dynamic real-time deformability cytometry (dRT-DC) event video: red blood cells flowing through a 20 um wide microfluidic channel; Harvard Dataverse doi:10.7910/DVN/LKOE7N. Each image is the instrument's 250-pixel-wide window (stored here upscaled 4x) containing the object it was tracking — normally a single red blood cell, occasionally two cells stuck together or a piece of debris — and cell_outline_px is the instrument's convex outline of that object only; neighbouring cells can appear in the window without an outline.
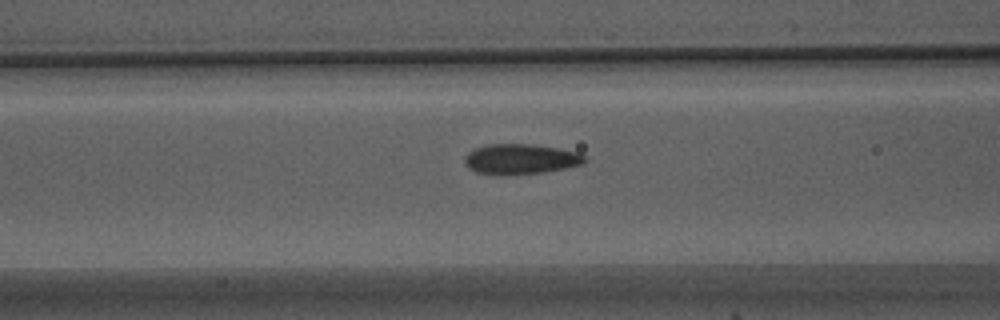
{"species": "Egyptian fruit bat (a non-hibernating species)", "species_latin": "Rousettus aegyptiacus", "temperature_condition": "warm", "stored_images_in_passage": 30, "camera_frame_rate_fps": 3000, "um_per_image_px": 0.085, "animal": {"sex": "male"}, "frame": {"image": 1, "passage_image": 10, "time_ms": 3.0, "image_size_px": [1000, 320], "cell_outline_px": [[588, 160], [584, 164], [544, 172], [504, 176], [492, 176], [476, 172], [468, 168], [464, 164], [464, 156], [468, 152], [476, 148], [488, 144], [532, 144], [560, 148], [576, 152], [588, 156]], "centroid_in_image_um": [44.24, 13.54], "position_along_channel_um": 122.4, "area_um2": 21.73}}
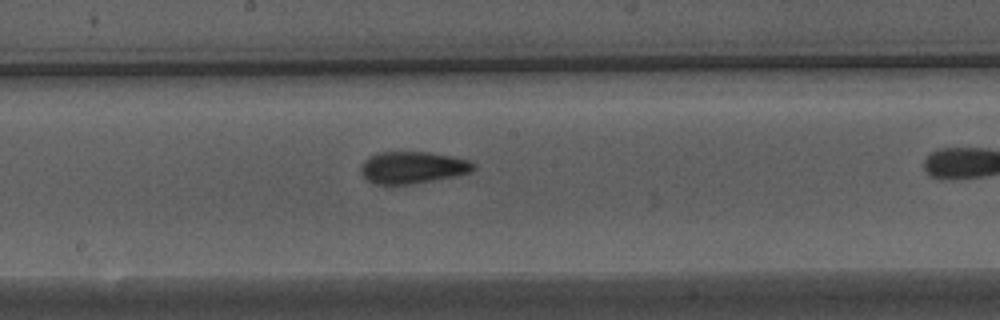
{"frame": {"image": 2, "passage_image": 17, "time_ms": 5.333, "image_size_px": [1000, 320], "cell_outline_px": [[476, 168], [468, 172], [456, 176], [412, 184], [376, 184], [368, 180], [360, 172], [360, 168], [364, 160], [368, 156], [380, 152], [432, 152], [452, 156], [468, 160], [476, 164]], "centroid_in_image_um": [35.07, 14.23], "position_along_channel_um": 213.1, "area_um2": 21.04}}
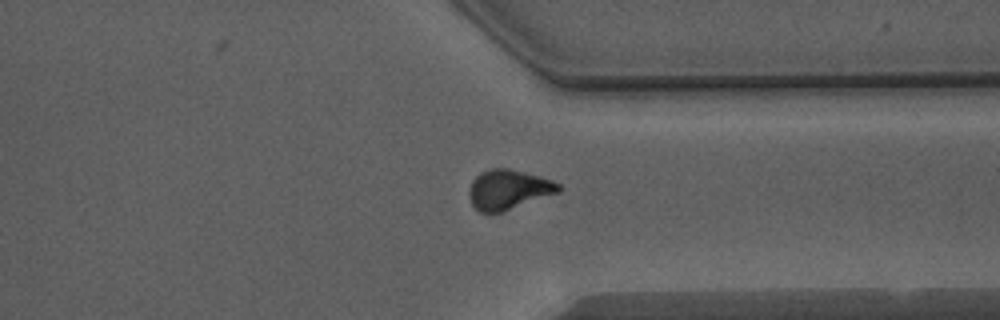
{"frame": {"image": 3, "passage_image": 29, "time_ms": 9.333, "image_size_px": [1000, 320], "cell_outline_px": [[564, 188], [560, 192], [500, 212], [480, 212], [472, 204], [468, 196], [468, 192], [472, 180], [480, 172], [492, 168], [508, 168], [524, 172], [552, 180], [560, 184]], "centroid_in_image_um": [43.22, 16.1], "position_along_channel_um": 368.2, "area_um2": 20.63}}